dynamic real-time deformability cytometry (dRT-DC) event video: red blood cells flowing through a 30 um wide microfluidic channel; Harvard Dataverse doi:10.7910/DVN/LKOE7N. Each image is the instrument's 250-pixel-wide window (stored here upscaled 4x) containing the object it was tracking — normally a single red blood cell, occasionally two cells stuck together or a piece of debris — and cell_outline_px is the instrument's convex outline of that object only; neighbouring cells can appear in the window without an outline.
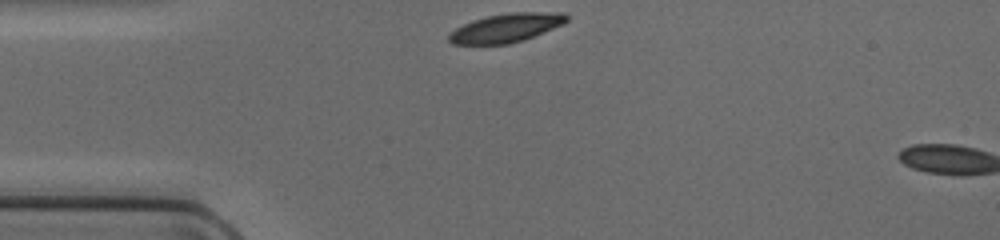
{"species": "common noctule bat (a hibernating species)", "species_latin": "Nyctalus noctula", "temperature_condition": "cold", "stored_images_in_passage": 3, "camera_frame_rate_fps": 3000, "um_per_image_px": 0.085, "animal": {"sex": "female", "body_mass_g": 17.0, "forearm_length_mm": 48.0}, "frame": {"image": 1, "passage_image": 1, "time_ms": 0.0, "image_size_px": [1000, 240], "cell_outline_px": [[568, 20], [564, 24], [532, 36], [508, 44], [452, 44], [448, 40], [448, 36], [456, 28], [472, 20], [488, 16], [508, 12], [564, 12], [568, 16]], "centroid_in_image_um": [43.03, 2.35], "position_along_channel_um": 42.0, "area_um2": 19.54}}